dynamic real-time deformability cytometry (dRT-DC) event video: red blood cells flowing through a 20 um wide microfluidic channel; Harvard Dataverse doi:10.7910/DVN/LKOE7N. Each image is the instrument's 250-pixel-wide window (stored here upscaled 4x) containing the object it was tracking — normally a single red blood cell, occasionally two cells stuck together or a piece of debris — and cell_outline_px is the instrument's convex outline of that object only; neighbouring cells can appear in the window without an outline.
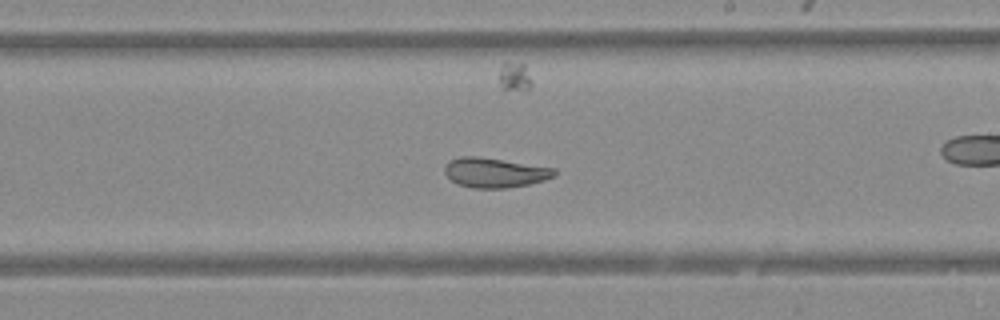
{"species": "Egyptian fruit bat (a non-hibernating species)", "species_latin": "Rousettus aegyptiacus", "temperature_condition": "warm", "stored_images_in_passage": 50, "camera_frame_rate_fps": 3000, "um_per_image_px": 0.085, "animal": {"sex": "female"}, "frame": {"image": 1, "passage_image": 29, "time_ms": 9.333, "image_size_px": [1000, 320], "cell_outline_px": [[556, 172], [552, 176], [544, 180], [528, 184], [504, 188], [472, 188], [460, 184], [452, 180], [444, 172], [444, 164], [448, 160], [460, 156], [480, 156], [556, 168]], "centroid_in_image_um": [42.02, 14.65], "position_along_channel_um": 247.0, "area_um2": 19.02}}